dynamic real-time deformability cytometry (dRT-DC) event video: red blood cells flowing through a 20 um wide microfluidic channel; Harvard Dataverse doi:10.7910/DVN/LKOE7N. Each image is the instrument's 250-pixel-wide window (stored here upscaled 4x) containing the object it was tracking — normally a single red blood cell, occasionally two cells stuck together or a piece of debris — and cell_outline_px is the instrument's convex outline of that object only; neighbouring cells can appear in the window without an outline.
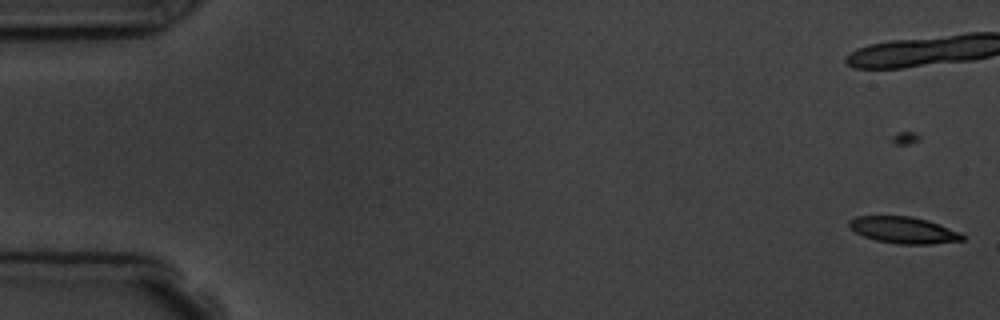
{"species": "common noctule bat (a hibernating species)", "species_latin": "Nyctalus noctula", "temperature_condition": "room temperature", "stored_images_in_passage": 9, "camera_frame_rate_fps": 3000, "um_per_image_px": 0.085, "animal": {"sex": "male", "body_mass_g": 19.5, "forearm_length_mm": 54.6}, "frame": {"image": 1, "passage_image": 1, "time_ms": 0.0, "image_size_px": [1000, 320], "cell_outline_px": [[964, 240], [932, 244], [896, 244], [876, 240], [864, 236], [856, 232], [848, 224], [848, 220], [856, 216], [912, 216], [928, 220], [940, 224], [960, 232], [964, 236]], "centroid_in_image_um": [76.82, 19.55], "position_along_channel_um": 8.2, "area_um2": 17.57}}
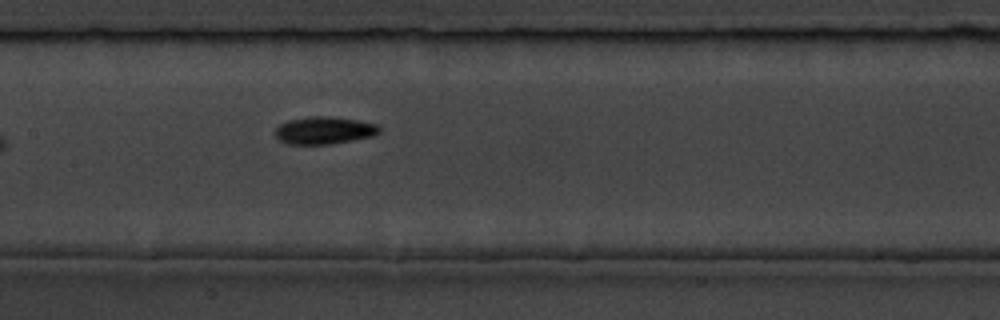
{"frame": {"image": 2, "passage_image": 9, "time_ms": 9.667, "image_size_px": [1000, 320], "cell_outline_px": [[380, 132], [376, 136], [328, 144], [288, 144], [280, 140], [276, 136], [276, 128], [280, 124], [288, 120], [308, 116], [328, 116], [360, 120], [380, 124]], "centroid_in_image_um": [27.61, 11.07], "position_along_channel_um": 179.8, "area_um2": 16.82}}